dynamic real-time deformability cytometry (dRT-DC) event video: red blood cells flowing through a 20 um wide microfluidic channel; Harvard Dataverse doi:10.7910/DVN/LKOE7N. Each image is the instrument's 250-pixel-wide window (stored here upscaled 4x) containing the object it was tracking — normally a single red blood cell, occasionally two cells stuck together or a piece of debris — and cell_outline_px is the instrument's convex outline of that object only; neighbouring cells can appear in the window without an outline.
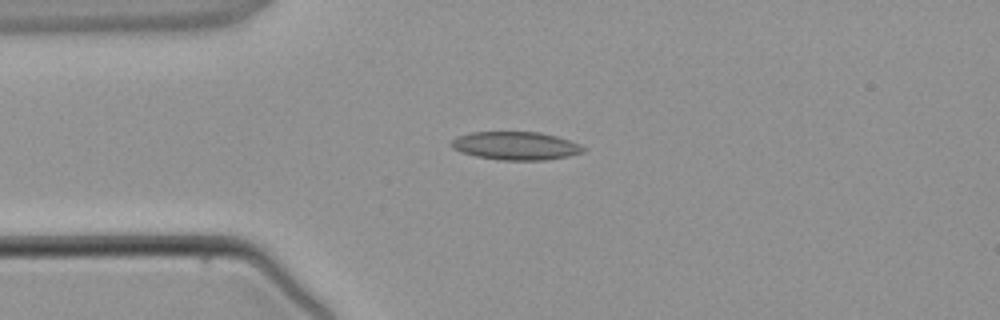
{"species": "common noctule bat (a hibernating species)", "species_latin": "Nyctalus noctula", "temperature_condition": "warm", "stored_images_in_passage": 1, "camera_frame_rate_fps": 3000, "um_per_image_px": 0.085, "animal": {"sex": "male", "body_mass_g": 21.5, "forearm_length_mm": 52.0}, "frame": {"image": 1, "passage_image": 1, "time_ms": 0.0, "image_size_px": [1000, 320], "cell_outline_px": [[584, 152], [568, 156], [544, 160], [500, 160], [476, 156], [460, 152], [452, 148], [448, 144], [456, 136], [472, 132], [540, 132], [556, 136], [580, 144], [584, 148]], "centroid_in_image_um": [43.79, 12.39], "position_along_channel_um": 41.2, "area_um2": 21.73}}